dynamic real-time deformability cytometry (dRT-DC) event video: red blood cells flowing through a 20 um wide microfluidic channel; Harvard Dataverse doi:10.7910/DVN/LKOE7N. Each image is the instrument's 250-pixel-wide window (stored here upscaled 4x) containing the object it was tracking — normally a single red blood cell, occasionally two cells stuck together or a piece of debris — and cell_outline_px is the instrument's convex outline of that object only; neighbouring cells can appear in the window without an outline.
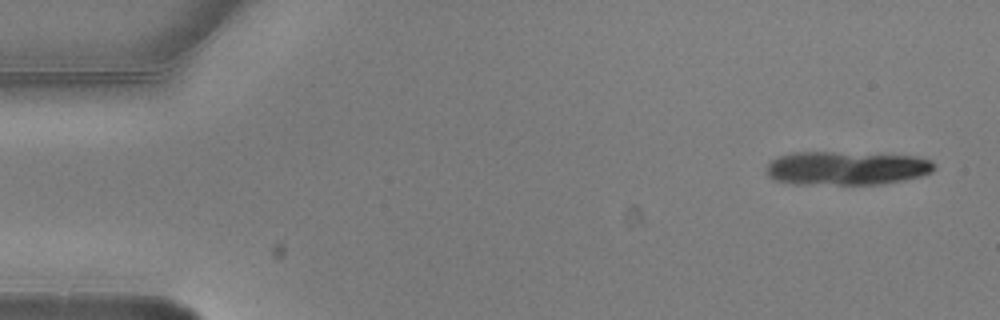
{"species": "common noctule bat (a hibernating species)", "species_latin": "Nyctalus noctula", "temperature_condition": "warm", "stored_images_in_passage": 4, "camera_frame_rate_fps": 3000, "um_per_image_px": 0.085, "animal": {"sex": "male", "body_mass_g": 20.5, "forearm_length_mm": 52.5}, "frame": {"image": 1, "passage_image": 1, "time_ms": 0.0, "image_size_px": [1000, 320], "cell_outline_px": [[936, 168], [932, 172], [924, 176], [884, 184], [792, 184], [772, 180], [768, 176], [768, 164], [772, 160], [780, 156], [792, 152], [832, 152], [916, 156], [932, 160], [936, 164]], "centroid_in_image_um": [72.0, 14.3], "position_along_channel_um": 13.0, "area_um2": 33.23}}